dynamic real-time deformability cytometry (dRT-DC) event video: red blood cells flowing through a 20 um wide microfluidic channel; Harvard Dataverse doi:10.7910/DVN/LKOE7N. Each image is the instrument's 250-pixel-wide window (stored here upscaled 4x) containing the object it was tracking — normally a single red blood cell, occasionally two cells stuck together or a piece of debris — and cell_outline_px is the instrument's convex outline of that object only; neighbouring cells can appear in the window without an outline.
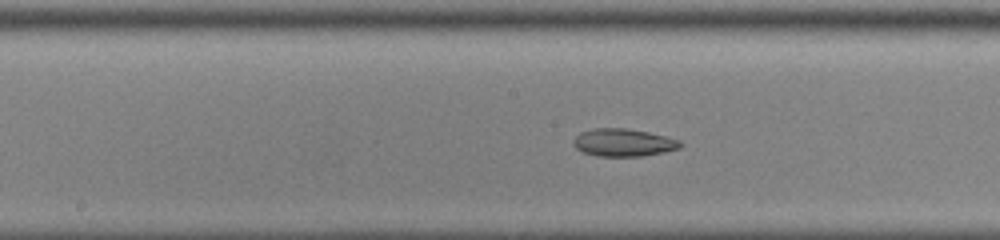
{"species": "common noctule bat (a hibernating species)", "species_latin": "Nyctalus noctula", "temperature_condition": "cold", "stored_images_in_passage": 47, "camera_frame_rate_fps": 3000, "um_per_image_px": 0.085, "animal": {"sex": "male", "body_mass_g": 13.0, "forearm_length_mm": 53.1}, "frame": {"image": 1, "passage_image": 21, "time_ms": 6.667, "image_size_px": [1000, 240], "cell_outline_px": [[684, 144], [680, 148], [664, 152], [644, 156], [596, 156], [584, 152], [576, 148], [572, 144], [572, 140], [580, 132], [592, 128], [624, 128], [648, 132], [680, 140]], "centroid_in_image_um": [52.98, 12.12], "position_along_channel_um": 195.2, "area_um2": 17.34}, "authors_computed_cell_mechanics": {"area_um2": 22.0796, "velocity_mm_per_s": 3.9, "shape_relaxation_time_tau1_ms": null, "shape_relaxation_time_tau2_ms": 6.5201, "deformation_change_tau1": null, "deformation_change_tau2": 0.1271}}